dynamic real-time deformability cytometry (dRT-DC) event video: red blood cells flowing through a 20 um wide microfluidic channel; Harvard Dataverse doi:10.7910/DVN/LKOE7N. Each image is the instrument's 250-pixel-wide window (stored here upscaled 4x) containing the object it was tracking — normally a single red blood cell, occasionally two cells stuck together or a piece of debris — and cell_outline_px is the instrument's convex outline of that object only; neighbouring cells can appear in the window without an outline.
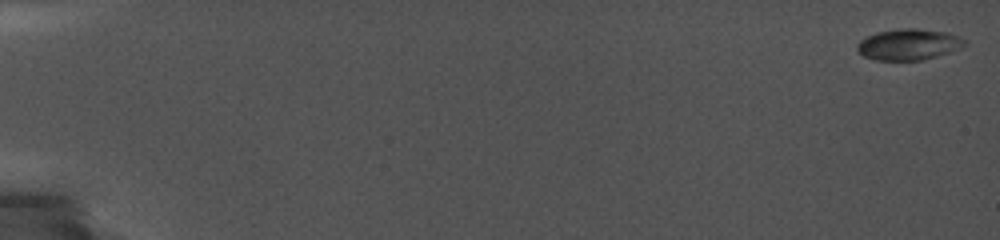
{"species": "common noctule bat (a hibernating species)", "species_latin": "Nyctalus noctula", "temperature_condition": "cold", "stored_images_in_passage": 29, "camera_frame_rate_fps": 5000, "um_per_image_px": 0.085, "animal": {"sex": "female", "body_mass_g": 19.0, "forearm_length_mm": 56.7}, "frame": {"image": 1, "passage_image": 1, "time_ms": 0.0, "image_size_px": [1000, 240], "cell_outline_px": [[968, 44], [960, 48], [936, 56], [920, 60], [876, 60], [864, 56], [856, 48], [856, 44], [860, 40], [876, 32], [900, 28], [916, 28], [948, 32], [968, 40]], "centroid_in_image_um": [77.26, 3.76], "position_along_channel_um": 7.7, "area_um2": 19.54}}
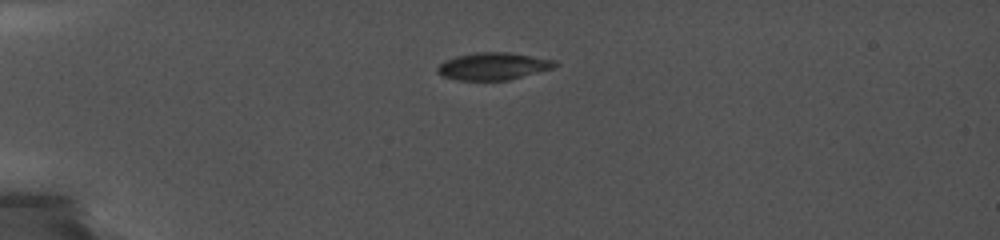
{"frame": {"image": 2, "passage_image": 12, "time_ms": 5.0, "image_size_px": [1000, 240], "cell_outline_px": [[560, 64], [552, 68], [508, 80], [456, 80], [444, 76], [436, 72], [436, 68], [444, 60], [456, 56], [476, 52], [508, 52], [556, 60]], "centroid_in_image_um": [41.91, 5.62], "position_along_channel_um": 43.1, "area_um2": 18.67}}
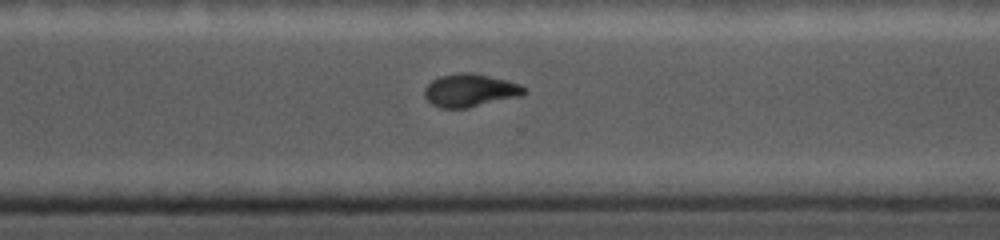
{"frame": {"image": 3, "passage_image": 29, "time_ms": 13.8, "image_size_px": [1000, 240], "cell_outline_px": [[524, 92], [520, 96], [468, 108], [440, 108], [432, 104], [424, 96], [424, 88], [432, 80], [440, 76], [460, 72], [472, 72], [520, 84], [524, 88]], "centroid_in_image_um": [39.9, 7.68], "position_along_channel_um": 330.7, "area_um2": 18.96}}